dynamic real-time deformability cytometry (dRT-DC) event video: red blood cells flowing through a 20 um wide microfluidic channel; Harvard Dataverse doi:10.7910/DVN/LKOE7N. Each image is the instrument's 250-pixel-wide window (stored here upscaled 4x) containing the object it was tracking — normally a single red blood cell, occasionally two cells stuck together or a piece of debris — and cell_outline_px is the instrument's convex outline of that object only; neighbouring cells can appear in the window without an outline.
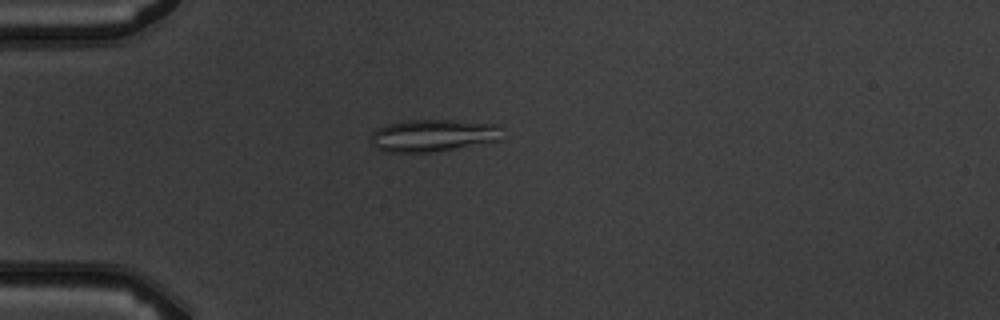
{"species": "common noctule bat (a hibernating species)", "species_latin": "Nyctalus noctula", "temperature_condition": "warm", "stored_images_in_passage": 5, "camera_frame_rate_fps": 3000, "um_per_image_px": 0.085, "animal": {"sex": "male", "body_mass_g": 19.5, "forearm_length_mm": 54.6}, "frame": {"image": 1, "passage_image": 5, "time_ms": 4.667, "image_size_px": [1000, 320], "cell_outline_px": [[504, 140], [432, 152], [384, 152], [376, 148], [372, 144], [372, 132], [376, 128], [388, 124], [404, 120], [452, 120], [500, 124]], "centroid_in_image_um": [36.86, 11.51], "position_along_channel_um": 48.1, "area_um2": 25.03}}